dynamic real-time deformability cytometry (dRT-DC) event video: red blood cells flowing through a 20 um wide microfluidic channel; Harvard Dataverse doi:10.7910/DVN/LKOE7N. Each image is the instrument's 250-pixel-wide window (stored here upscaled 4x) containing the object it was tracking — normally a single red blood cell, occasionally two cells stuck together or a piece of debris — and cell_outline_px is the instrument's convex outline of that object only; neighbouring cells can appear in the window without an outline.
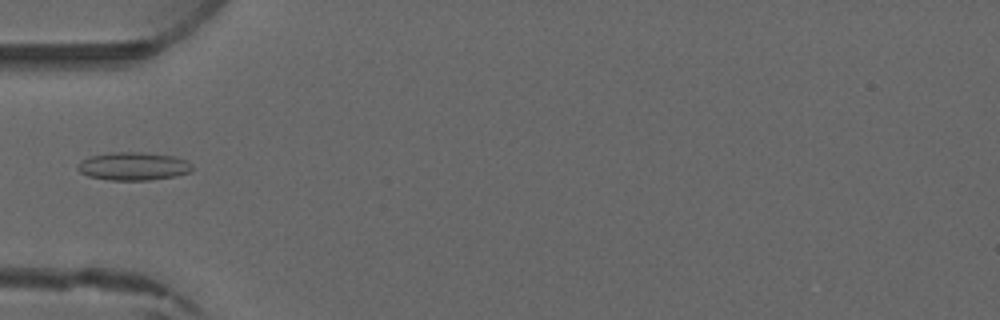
{"species": "common noctule bat (a hibernating species)", "species_latin": "Nyctalus noctula", "temperature_condition": "warm", "stored_images_in_passage": 6, "camera_frame_rate_fps": 3000, "um_per_image_px": 0.085, "animal": {"sex": "male", "forearm_length_mm": 52.5}, "frame": {"image": 1, "passage_image": 5, "time_ms": 4.667, "image_size_px": [1000, 320], "cell_outline_px": [[192, 172], [176, 176], [148, 180], [108, 180], [88, 176], [80, 172], [76, 168], [84, 160], [92, 156], [108, 152], [140, 152], [172, 156], [188, 160], [192, 164]], "centroid_in_image_um": [11.38, 14.13], "position_along_channel_um": 73.6, "area_um2": 18.73}}
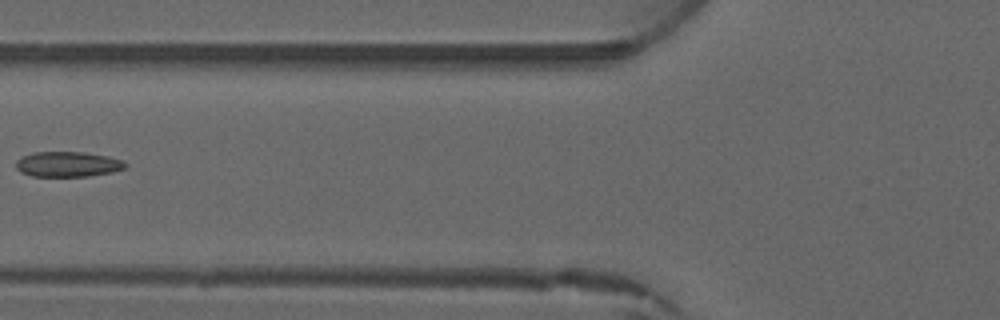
{"frame": {"image": 2, "passage_image": 6, "time_ms": 5.667, "image_size_px": [1000, 320], "cell_outline_px": [[128, 164], [124, 168], [112, 172], [88, 176], [32, 176], [20, 172], [16, 168], [16, 160], [32, 152], [84, 152], [108, 156], [124, 160]], "centroid_in_image_um": [5.77, 13.95], "position_along_channel_um": 120.0, "area_um2": 16.13}}